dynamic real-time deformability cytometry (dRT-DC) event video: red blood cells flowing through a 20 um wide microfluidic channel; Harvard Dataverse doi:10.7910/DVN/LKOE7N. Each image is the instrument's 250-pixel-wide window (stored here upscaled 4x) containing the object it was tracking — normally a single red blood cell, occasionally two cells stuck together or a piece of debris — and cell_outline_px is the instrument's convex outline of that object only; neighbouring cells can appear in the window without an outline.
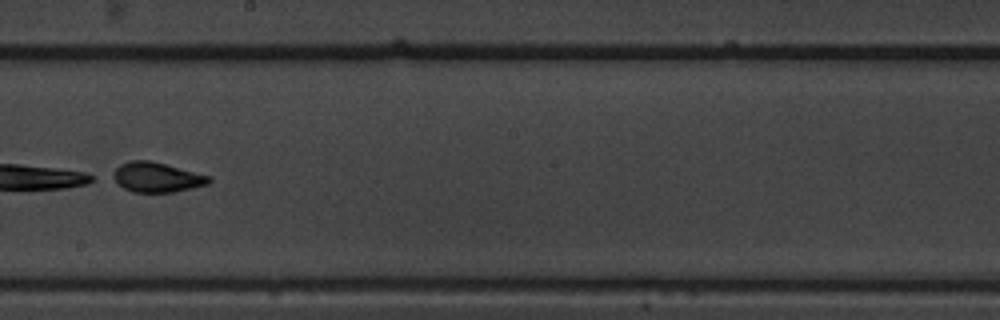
{"species": "common noctule bat (a hibernating species)", "species_latin": "Nyctalus noctula", "temperature_condition": "warm", "stored_images_in_passage": 15, "camera_frame_rate_fps": 3000, "um_per_image_px": 0.085, "animal": {"sex": "male", "body_mass_g": 19.5, "forearm_length_mm": 54.6}, "frame": {"image": 1, "passage_image": 9, "time_ms": 2.667, "image_size_px": [1000, 320], "cell_outline_px": [[212, 180], [208, 184], [192, 188], [172, 192], [132, 192], [124, 188], [108, 176], [120, 164], [132, 160], [148, 160], [212, 176]], "centroid_in_image_um": [13.3, 15.07], "position_along_channel_um": 234.9, "area_um2": 16.76}}
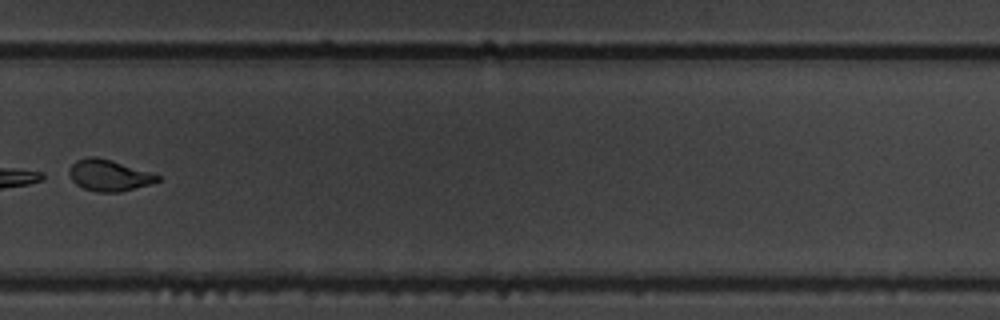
{"frame": {"image": 2, "passage_image": 11, "time_ms": 3.333, "image_size_px": [1000, 320], "cell_outline_px": [[160, 180], [152, 184], [120, 192], [96, 192], [84, 188], [76, 184], [72, 180], [68, 172], [68, 168], [76, 160], [88, 156], [96, 156], [112, 160], [152, 172], [160, 176]], "centroid_in_image_um": [9.27, 14.9], "position_along_channel_um": 320.5, "area_um2": 16.36}}